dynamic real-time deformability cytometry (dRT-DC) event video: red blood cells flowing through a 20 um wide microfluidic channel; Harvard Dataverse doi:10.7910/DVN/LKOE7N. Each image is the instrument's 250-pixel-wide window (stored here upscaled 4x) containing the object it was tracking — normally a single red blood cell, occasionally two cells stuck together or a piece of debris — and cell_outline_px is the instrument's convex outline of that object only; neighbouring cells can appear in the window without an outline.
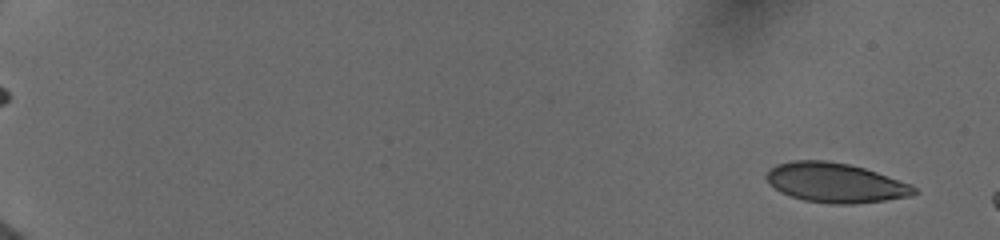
{"species": "human", "species_latin": "Homo sapiens", "temperature_condition": "cold", "stored_images_in_passage": 10, "camera_frame_rate_fps": 3000, "um_per_image_px": 0.085, "donor": {"sex": "female"}, "frame": {"image": 1, "passage_image": 1, "time_ms": 0.0, "image_size_px": [1000, 240], "cell_outline_px": [[920, 192], [908, 196], [884, 200], [856, 204], [832, 204], [804, 200], [780, 192], [764, 176], [776, 164], [792, 160], [824, 160], [848, 164], [864, 168], [912, 184]], "centroid_in_image_um": [71.03, 15.53], "position_along_channel_um": 14.0, "area_um2": 33.87}}